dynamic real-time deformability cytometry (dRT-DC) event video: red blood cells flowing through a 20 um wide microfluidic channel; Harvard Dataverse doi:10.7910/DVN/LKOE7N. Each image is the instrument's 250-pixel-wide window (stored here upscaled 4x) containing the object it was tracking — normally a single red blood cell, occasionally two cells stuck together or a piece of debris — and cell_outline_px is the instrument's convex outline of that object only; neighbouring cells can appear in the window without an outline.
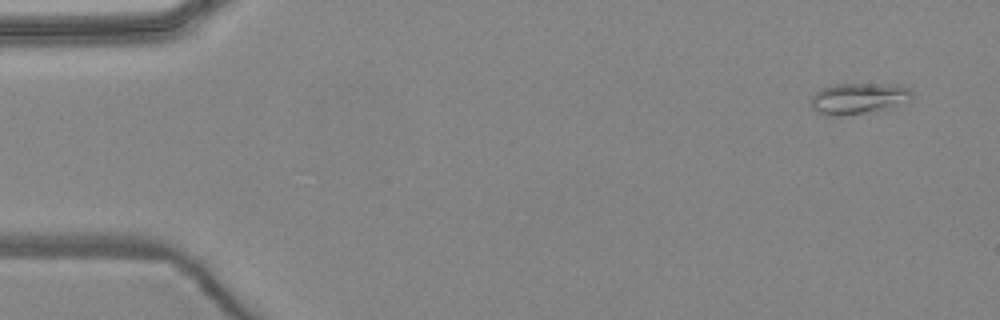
{"species": "common noctule bat (a hibernating species)", "species_latin": "Nyctalus noctula", "temperature_condition": "warm", "stored_images_in_passage": 5, "camera_frame_rate_fps": 3000, "um_per_image_px": 0.085, "animal": {"sex": "female", "body_mass_g": 24.6, "forearm_length_mm": 56.2}, "frame": {"image": 1, "passage_image": 1, "time_ms": 0.0, "image_size_px": [1000, 320], "cell_outline_px": [[912, 100], [884, 108], [864, 112], [836, 116], [832, 116], [820, 112], [812, 108], [812, 96], [816, 92], [824, 88], [836, 84], [900, 84], [908, 88], [912, 92]], "centroid_in_image_um": [73.0, 8.34], "position_along_channel_um": 12.0, "area_um2": 17.8}}
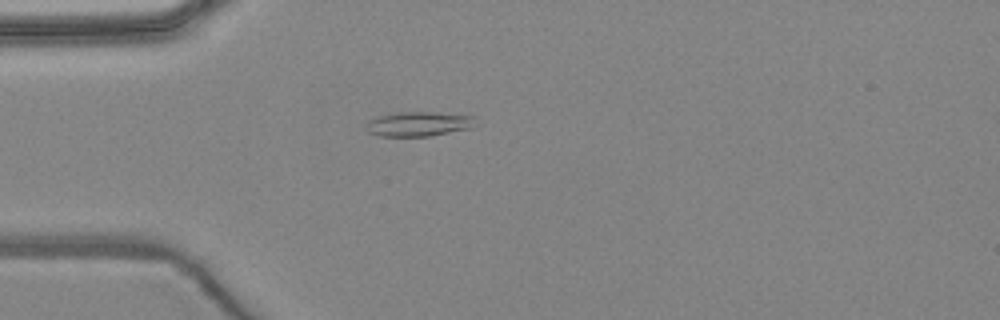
{"frame": {"image": 2, "passage_image": 4, "time_ms": 3.667, "image_size_px": [1000, 320], "cell_outline_px": [[476, 124], [472, 128], [432, 136], [380, 136], [368, 132], [368, 120], [380, 116], [396, 112], [432, 112], [476, 116]], "centroid_in_image_um": [35.65, 10.54], "position_along_channel_um": 49.3, "area_um2": 15.72}}